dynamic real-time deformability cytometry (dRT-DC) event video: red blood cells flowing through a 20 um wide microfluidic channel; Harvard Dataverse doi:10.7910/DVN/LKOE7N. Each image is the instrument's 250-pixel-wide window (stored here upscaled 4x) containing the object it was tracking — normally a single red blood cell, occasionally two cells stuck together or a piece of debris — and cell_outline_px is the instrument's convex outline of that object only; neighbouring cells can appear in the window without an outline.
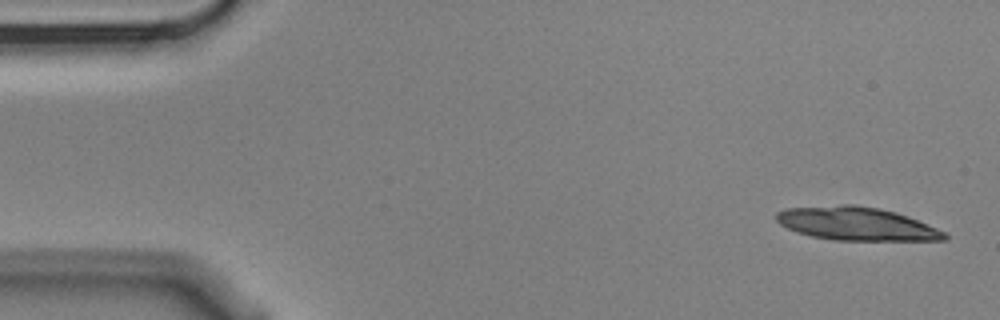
{"species": "Egyptian fruit bat (a non-hibernating species)", "species_latin": "Rousettus aegyptiacus", "temperature_condition": "cold", "stored_images_in_passage": 5, "camera_frame_rate_fps": 3000, "um_per_image_px": 0.085, "animal": {"sex": "male"}, "frame": {"image": 1, "passage_image": 1, "time_ms": 0.0, "image_size_px": [1000, 320], "cell_outline_px": [[948, 240], [832, 240], [812, 236], [796, 232], [780, 224], [776, 220], [776, 212], [788, 208], [844, 204], [856, 204], [876, 208], [892, 212], [916, 220], [936, 228], [944, 232], [948, 236]], "centroid_in_image_um": [72.75, 19.02], "position_along_channel_um": 12.3, "area_um2": 32.19}}